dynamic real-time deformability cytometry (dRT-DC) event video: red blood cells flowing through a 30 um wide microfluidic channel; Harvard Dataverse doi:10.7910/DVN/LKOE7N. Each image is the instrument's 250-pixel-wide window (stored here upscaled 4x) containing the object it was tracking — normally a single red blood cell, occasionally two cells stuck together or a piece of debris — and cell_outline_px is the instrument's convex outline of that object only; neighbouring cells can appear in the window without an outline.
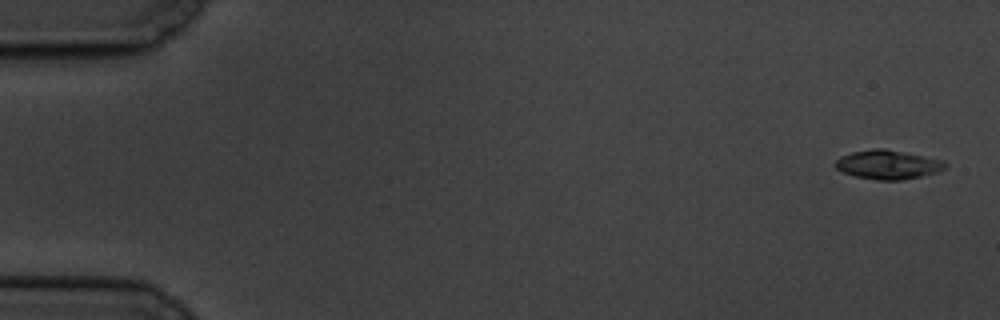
{"species": "common noctule bat (a hibernating species)", "species_latin": "Nyctalus noctula", "temperature_condition": "cold", "stored_images_in_passage": 3, "camera_frame_rate_fps": 3000, "um_per_image_px": 0.085, "animal": {"sex": "male", "body_mass_g": 19.5, "forearm_length_mm": 54.6}, "frame": {"image": 1, "passage_image": 3, "time_ms": 2.333, "image_size_px": [1000, 320], "cell_outline_px": [[948, 164], [944, 168], [936, 172], [920, 176], [900, 180], [876, 180], [856, 176], [844, 172], [836, 168], [832, 164], [840, 156], [852, 152], [872, 148], [884, 148], [944, 160]], "centroid_in_image_um": [75.44, 13.98], "position_along_channel_um": 9.6, "area_um2": 18.55}}